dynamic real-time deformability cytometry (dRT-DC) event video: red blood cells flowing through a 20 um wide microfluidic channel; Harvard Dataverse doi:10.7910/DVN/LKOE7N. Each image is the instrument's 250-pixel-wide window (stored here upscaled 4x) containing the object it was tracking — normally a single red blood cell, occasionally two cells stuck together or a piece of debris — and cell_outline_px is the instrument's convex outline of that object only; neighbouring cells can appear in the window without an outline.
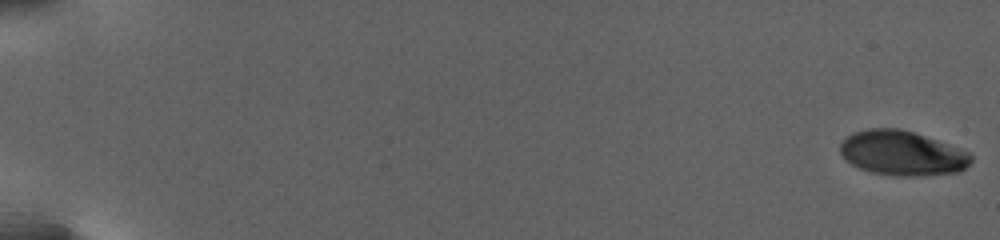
{"species": "human", "species_latin": "Homo sapiens", "temperature_condition": "warm", "stored_images_in_passage": 52, "camera_frame_rate_fps": 3000, "um_per_image_px": 0.085, "donor": {"sex": "female"}, "frame": {"image": 1, "passage_image": 1, "time_ms": 0.0, "image_size_px": [1000, 240], "cell_outline_px": [[972, 160], [964, 168], [956, 172], [912, 176], [900, 176], [872, 172], [860, 168], [852, 164], [840, 152], [840, 144], [852, 132], [868, 128], [900, 128], [924, 136], [968, 152], [972, 156]], "centroid_in_image_um": [76.65, 13.01], "position_along_channel_um": 8.4, "area_um2": 33.41}}
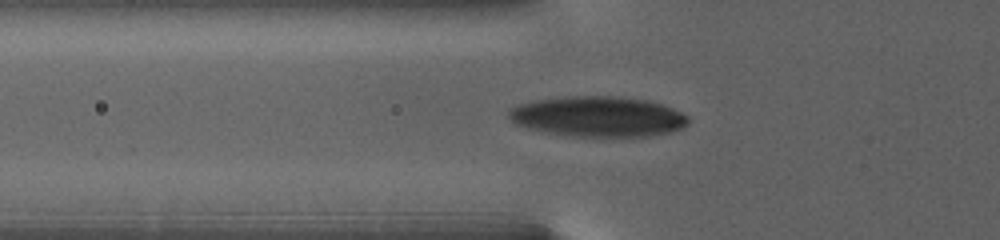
{"frame": {"image": 2, "passage_image": 30, "time_ms": 10.0, "image_size_px": [1000, 240], "cell_outline_px": [[688, 124], [684, 128], [672, 132], [652, 136], [564, 136], [528, 128], [516, 124], [508, 116], [508, 108], [516, 104], [532, 100], [568, 96], [620, 96], [644, 100], [660, 104], [672, 108], [688, 116]], "centroid_in_image_um": [50.8, 9.91], "position_along_channel_um": 75.0, "area_um2": 42.54}}
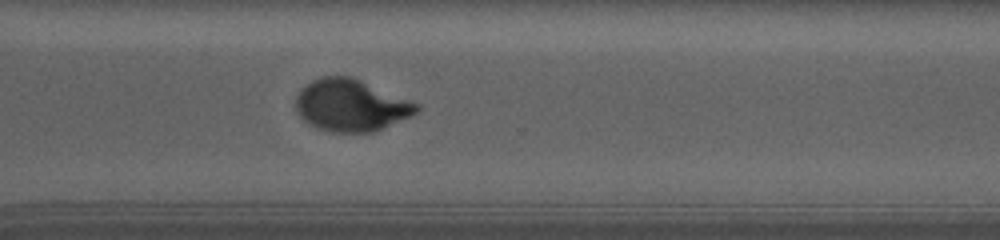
{"frame": {"image": 3, "passage_image": 52, "time_ms": 20.0, "image_size_px": [1000, 240], "cell_outline_px": [[420, 108], [416, 112], [408, 116], [372, 132], [332, 132], [316, 128], [304, 120], [296, 112], [296, 96], [312, 80], [324, 76], [352, 76], [420, 104]], "centroid_in_image_um": [29.81, 8.94], "position_along_channel_um": 340.8, "area_um2": 36.13}}